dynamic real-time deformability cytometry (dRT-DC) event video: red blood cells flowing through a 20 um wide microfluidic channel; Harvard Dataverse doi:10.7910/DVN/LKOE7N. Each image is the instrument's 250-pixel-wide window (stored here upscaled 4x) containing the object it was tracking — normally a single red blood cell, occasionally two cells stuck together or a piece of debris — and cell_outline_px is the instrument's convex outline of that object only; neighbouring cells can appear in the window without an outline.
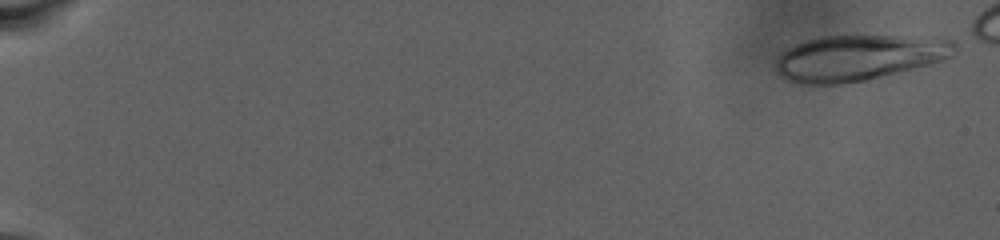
{"species": "human", "species_latin": "Homo sapiens", "temperature_condition": "warm", "stored_images_in_passage": 86, "camera_frame_rate_fps": 3000, "um_per_image_px": 0.085, "donor": {"sex": "male"}, "frame": {"image": 1, "passage_image": 1, "time_ms": 0.0, "image_size_px": [1000, 240], "cell_outline_px": [[956, 52], [952, 56], [944, 60], [864, 80], [844, 84], [800, 84], [788, 80], [776, 68], [776, 60], [788, 48], [796, 44], [820, 36], [896, 36], [956, 40]], "centroid_in_image_um": [73.0, 4.9], "position_along_channel_um": 12.0, "area_um2": 46.93}}
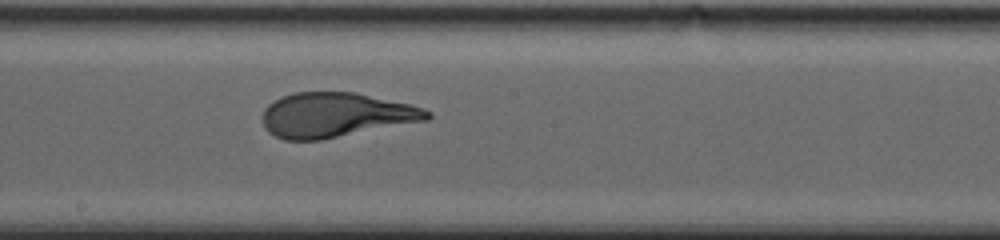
{"frame": {"image": 2, "passage_image": 52, "time_ms": 17.0, "image_size_px": [1000, 240], "cell_outline_px": [[432, 116], [428, 120], [320, 140], [284, 140], [268, 132], [264, 128], [264, 108], [268, 104], [280, 96], [296, 92], [356, 92], [408, 104], [424, 108], [432, 112]], "centroid_in_image_um": [28.53, 9.77], "position_along_channel_um": 219.7, "area_um2": 42.83}}
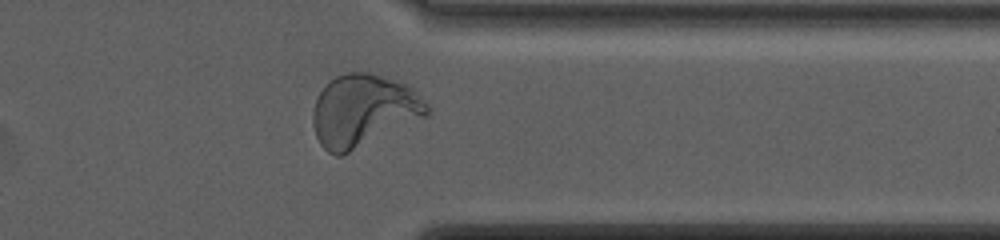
{"frame": {"image": 3, "passage_image": 72, "time_ms": 23.667, "image_size_px": [1000, 240], "cell_outline_px": [[432, 108], [428, 116], [340, 156], [336, 156], [328, 152], [320, 144], [316, 136], [312, 124], [312, 112], [316, 100], [320, 92], [336, 76], [348, 72], [372, 72], [404, 84], [412, 88]], "centroid_in_image_um": [30.9, 9.4], "position_along_channel_um": 380.5, "area_um2": 47.86}}